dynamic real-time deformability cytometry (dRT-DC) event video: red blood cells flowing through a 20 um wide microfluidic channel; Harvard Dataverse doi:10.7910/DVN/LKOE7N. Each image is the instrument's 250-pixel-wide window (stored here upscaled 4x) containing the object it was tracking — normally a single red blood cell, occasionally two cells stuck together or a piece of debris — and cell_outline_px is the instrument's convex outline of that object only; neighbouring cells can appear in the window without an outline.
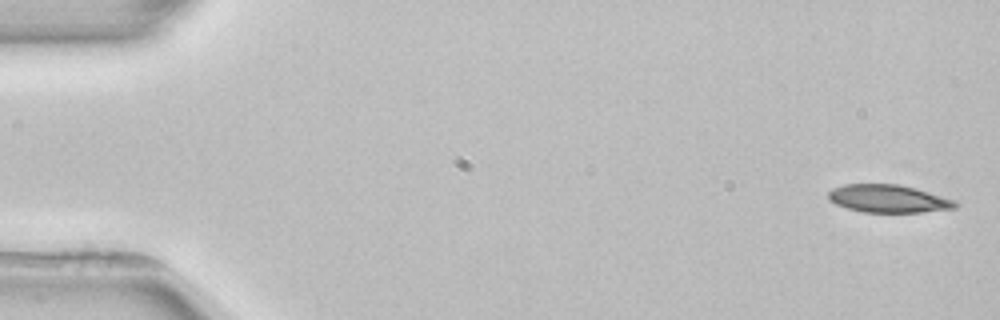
{"species": "common noctule bat (a hibernating species)", "species_latin": "Nyctalus noctula", "temperature_condition": "room temperature", "stored_images_in_passage": 4, "camera_frame_rate_fps": 3000, "um_per_image_px": 0.085, "animal": {"sex": "female", "body_mass_g": 22.7, "forearm_length_mm": 54.2}, "frame": {"image": 1, "passage_image": 1, "time_ms": 0.0, "image_size_px": [1000, 320], "cell_outline_px": [[960, 204], [956, 208], [920, 212], [864, 212], [848, 208], [836, 204], [828, 200], [828, 192], [832, 188], [844, 184], [900, 184], [956, 200]], "centroid_in_image_um": [75.51, 16.88], "position_along_channel_um": 9.5, "area_um2": 20.58}}
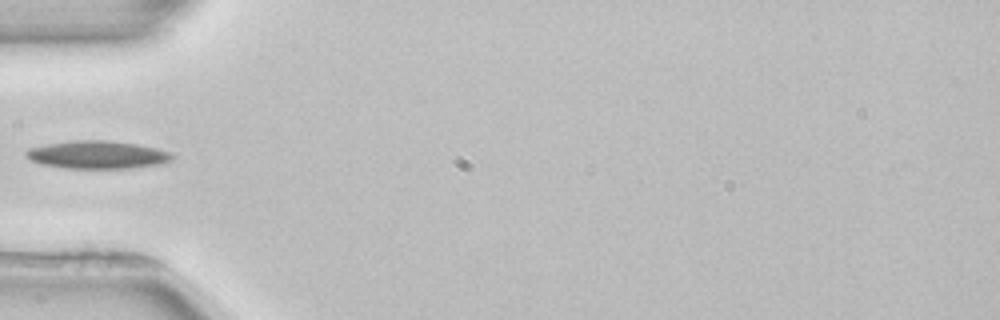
{"frame": {"image": 2, "passage_image": 4, "time_ms": 5.333, "image_size_px": [1000, 320], "cell_outline_px": [[176, 156], [172, 160], [164, 164], [128, 168], [64, 168], [40, 164], [32, 160], [24, 152], [28, 148], [48, 144], [76, 140], [108, 140], [136, 144], [156, 148], [168, 152]], "centroid_in_image_um": [8.31, 13.16], "position_along_channel_um": 76.7, "area_um2": 23.7}}